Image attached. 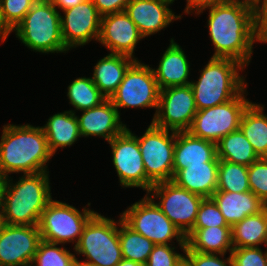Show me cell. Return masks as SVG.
<instances>
[{"mask_svg":"<svg viewBox=\"0 0 267 266\" xmlns=\"http://www.w3.org/2000/svg\"><path fill=\"white\" fill-rule=\"evenodd\" d=\"M60 15L61 36L65 47L70 50L88 44L100 36L101 16L92 0L81 2L62 11Z\"/></svg>","mask_w":267,"mask_h":266,"instance_id":"obj_15","label":"cell"},{"mask_svg":"<svg viewBox=\"0 0 267 266\" xmlns=\"http://www.w3.org/2000/svg\"><path fill=\"white\" fill-rule=\"evenodd\" d=\"M172 244L154 245L144 266H177L184 258V254L175 251Z\"/></svg>","mask_w":267,"mask_h":266,"instance_id":"obj_37","label":"cell"},{"mask_svg":"<svg viewBox=\"0 0 267 266\" xmlns=\"http://www.w3.org/2000/svg\"><path fill=\"white\" fill-rule=\"evenodd\" d=\"M8 177L9 176L3 174L0 171V212H2L4 193H5V188H6V185H7Z\"/></svg>","mask_w":267,"mask_h":266,"instance_id":"obj_44","label":"cell"},{"mask_svg":"<svg viewBox=\"0 0 267 266\" xmlns=\"http://www.w3.org/2000/svg\"><path fill=\"white\" fill-rule=\"evenodd\" d=\"M119 241L125 259L146 264L154 243L134 231L119 217Z\"/></svg>","mask_w":267,"mask_h":266,"instance_id":"obj_30","label":"cell"},{"mask_svg":"<svg viewBox=\"0 0 267 266\" xmlns=\"http://www.w3.org/2000/svg\"><path fill=\"white\" fill-rule=\"evenodd\" d=\"M0 138V171L3 174H34L49 170L47 162L54 155L41 126L9 123L3 125Z\"/></svg>","mask_w":267,"mask_h":266,"instance_id":"obj_2","label":"cell"},{"mask_svg":"<svg viewBox=\"0 0 267 266\" xmlns=\"http://www.w3.org/2000/svg\"><path fill=\"white\" fill-rule=\"evenodd\" d=\"M246 90L224 104L198 110L187 131L216 144L222 137L239 129L242 114L251 103L246 98Z\"/></svg>","mask_w":267,"mask_h":266,"instance_id":"obj_9","label":"cell"},{"mask_svg":"<svg viewBox=\"0 0 267 266\" xmlns=\"http://www.w3.org/2000/svg\"><path fill=\"white\" fill-rule=\"evenodd\" d=\"M82 112L77 116L81 137L97 136L109 142L127 128L120 120V111L110 99Z\"/></svg>","mask_w":267,"mask_h":266,"instance_id":"obj_19","label":"cell"},{"mask_svg":"<svg viewBox=\"0 0 267 266\" xmlns=\"http://www.w3.org/2000/svg\"><path fill=\"white\" fill-rule=\"evenodd\" d=\"M42 129L53 155L58 148L70 147L81 137L77 115L71 110L50 116Z\"/></svg>","mask_w":267,"mask_h":266,"instance_id":"obj_26","label":"cell"},{"mask_svg":"<svg viewBox=\"0 0 267 266\" xmlns=\"http://www.w3.org/2000/svg\"><path fill=\"white\" fill-rule=\"evenodd\" d=\"M197 111L190 84L161 89L152 123L176 132L187 131Z\"/></svg>","mask_w":267,"mask_h":266,"instance_id":"obj_14","label":"cell"},{"mask_svg":"<svg viewBox=\"0 0 267 266\" xmlns=\"http://www.w3.org/2000/svg\"><path fill=\"white\" fill-rule=\"evenodd\" d=\"M57 243L41 240L34 255L32 266H74L77 263L76 255L64 246Z\"/></svg>","mask_w":267,"mask_h":266,"instance_id":"obj_33","label":"cell"},{"mask_svg":"<svg viewBox=\"0 0 267 266\" xmlns=\"http://www.w3.org/2000/svg\"><path fill=\"white\" fill-rule=\"evenodd\" d=\"M219 162L188 165L172 179L178 186L203 198H211L217 190Z\"/></svg>","mask_w":267,"mask_h":266,"instance_id":"obj_23","label":"cell"},{"mask_svg":"<svg viewBox=\"0 0 267 266\" xmlns=\"http://www.w3.org/2000/svg\"><path fill=\"white\" fill-rule=\"evenodd\" d=\"M141 39L144 37L125 11L101 17L98 42L110 50V53L126 55L138 60L133 53Z\"/></svg>","mask_w":267,"mask_h":266,"instance_id":"obj_17","label":"cell"},{"mask_svg":"<svg viewBox=\"0 0 267 266\" xmlns=\"http://www.w3.org/2000/svg\"><path fill=\"white\" fill-rule=\"evenodd\" d=\"M137 139L146 176L154 184L171 181L174 177L175 131L163 129L151 122L142 136L137 135Z\"/></svg>","mask_w":267,"mask_h":266,"instance_id":"obj_10","label":"cell"},{"mask_svg":"<svg viewBox=\"0 0 267 266\" xmlns=\"http://www.w3.org/2000/svg\"><path fill=\"white\" fill-rule=\"evenodd\" d=\"M37 0H0L4 23L12 31L25 17Z\"/></svg>","mask_w":267,"mask_h":266,"instance_id":"obj_34","label":"cell"},{"mask_svg":"<svg viewBox=\"0 0 267 266\" xmlns=\"http://www.w3.org/2000/svg\"><path fill=\"white\" fill-rule=\"evenodd\" d=\"M12 31L4 23L0 7V41L4 42Z\"/></svg>","mask_w":267,"mask_h":266,"instance_id":"obj_45","label":"cell"},{"mask_svg":"<svg viewBox=\"0 0 267 266\" xmlns=\"http://www.w3.org/2000/svg\"><path fill=\"white\" fill-rule=\"evenodd\" d=\"M171 0H130L125 13L135 23L139 33L145 38L159 33L171 22L182 18L169 8Z\"/></svg>","mask_w":267,"mask_h":266,"instance_id":"obj_18","label":"cell"},{"mask_svg":"<svg viewBox=\"0 0 267 266\" xmlns=\"http://www.w3.org/2000/svg\"><path fill=\"white\" fill-rule=\"evenodd\" d=\"M74 266H85V265H82V264L77 262Z\"/></svg>","mask_w":267,"mask_h":266,"instance_id":"obj_49","label":"cell"},{"mask_svg":"<svg viewBox=\"0 0 267 266\" xmlns=\"http://www.w3.org/2000/svg\"><path fill=\"white\" fill-rule=\"evenodd\" d=\"M184 258L191 266H234L231 254L200 253L197 251H184ZM219 255V256H218Z\"/></svg>","mask_w":267,"mask_h":266,"instance_id":"obj_39","label":"cell"},{"mask_svg":"<svg viewBox=\"0 0 267 266\" xmlns=\"http://www.w3.org/2000/svg\"><path fill=\"white\" fill-rule=\"evenodd\" d=\"M231 257L234 266H267V248L261 247L233 248Z\"/></svg>","mask_w":267,"mask_h":266,"instance_id":"obj_38","label":"cell"},{"mask_svg":"<svg viewBox=\"0 0 267 266\" xmlns=\"http://www.w3.org/2000/svg\"><path fill=\"white\" fill-rule=\"evenodd\" d=\"M134 61L135 59L126 55L109 53L96 63L91 79L100 92L110 99Z\"/></svg>","mask_w":267,"mask_h":266,"instance_id":"obj_25","label":"cell"},{"mask_svg":"<svg viewBox=\"0 0 267 266\" xmlns=\"http://www.w3.org/2000/svg\"><path fill=\"white\" fill-rule=\"evenodd\" d=\"M147 194L153 200H159L155 203L184 236L192 230L203 197L178 186L172 180L154 184Z\"/></svg>","mask_w":267,"mask_h":266,"instance_id":"obj_12","label":"cell"},{"mask_svg":"<svg viewBox=\"0 0 267 266\" xmlns=\"http://www.w3.org/2000/svg\"><path fill=\"white\" fill-rule=\"evenodd\" d=\"M185 237V251L231 254L233 250L231 226L192 228Z\"/></svg>","mask_w":267,"mask_h":266,"instance_id":"obj_24","label":"cell"},{"mask_svg":"<svg viewBox=\"0 0 267 266\" xmlns=\"http://www.w3.org/2000/svg\"><path fill=\"white\" fill-rule=\"evenodd\" d=\"M264 106L251 102L244 110L240 129L259 158H267V115Z\"/></svg>","mask_w":267,"mask_h":266,"instance_id":"obj_27","label":"cell"},{"mask_svg":"<svg viewBox=\"0 0 267 266\" xmlns=\"http://www.w3.org/2000/svg\"><path fill=\"white\" fill-rule=\"evenodd\" d=\"M119 220L96 212L85 224L74 252L85 256L77 262L85 266H116L122 259L119 241Z\"/></svg>","mask_w":267,"mask_h":266,"instance_id":"obj_6","label":"cell"},{"mask_svg":"<svg viewBox=\"0 0 267 266\" xmlns=\"http://www.w3.org/2000/svg\"><path fill=\"white\" fill-rule=\"evenodd\" d=\"M187 4L184 9V14L195 12L196 15L203 13L206 8L227 3L231 0H186Z\"/></svg>","mask_w":267,"mask_h":266,"instance_id":"obj_42","label":"cell"},{"mask_svg":"<svg viewBox=\"0 0 267 266\" xmlns=\"http://www.w3.org/2000/svg\"><path fill=\"white\" fill-rule=\"evenodd\" d=\"M99 15L105 16L125 11L130 0H92Z\"/></svg>","mask_w":267,"mask_h":266,"instance_id":"obj_41","label":"cell"},{"mask_svg":"<svg viewBox=\"0 0 267 266\" xmlns=\"http://www.w3.org/2000/svg\"><path fill=\"white\" fill-rule=\"evenodd\" d=\"M219 162L216 144L191 135L188 131H175L173 156L174 176L188 165Z\"/></svg>","mask_w":267,"mask_h":266,"instance_id":"obj_20","label":"cell"},{"mask_svg":"<svg viewBox=\"0 0 267 266\" xmlns=\"http://www.w3.org/2000/svg\"><path fill=\"white\" fill-rule=\"evenodd\" d=\"M212 226H229L218 205L212 198H204L201 202L196 222L193 228H206Z\"/></svg>","mask_w":267,"mask_h":266,"instance_id":"obj_36","label":"cell"},{"mask_svg":"<svg viewBox=\"0 0 267 266\" xmlns=\"http://www.w3.org/2000/svg\"><path fill=\"white\" fill-rule=\"evenodd\" d=\"M247 1H250V2L254 3L256 0H247Z\"/></svg>","mask_w":267,"mask_h":266,"instance_id":"obj_50","label":"cell"},{"mask_svg":"<svg viewBox=\"0 0 267 266\" xmlns=\"http://www.w3.org/2000/svg\"><path fill=\"white\" fill-rule=\"evenodd\" d=\"M245 68L230 58H210L199 71L198 81L190 83L197 110L224 104L238 96L248 86L239 73Z\"/></svg>","mask_w":267,"mask_h":266,"instance_id":"obj_4","label":"cell"},{"mask_svg":"<svg viewBox=\"0 0 267 266\" xmlns=\"http://www.w3.org/2000/svg\"><path fill=\"white\" fill-rule=\"evenodd\" d=\"M116 266H144L141 263L123 258Z\"/></svg>","mask_w":267,"mask_h":266,"instance_id":"obj_46","label":"cell"},{"mask_svg":"<svg viewBox=\"0 0 267 266\" xmlns=\"http://www.w3.org/2000/svg\"><path fill=\"white\" fill-rule=\"evenodd\" d=\"M177 266H191V265L185 258H183Z\"/></svg>","mask_w":267,"mask_h":266,"instance_id":"obj_47","label":"cell"},{"mask_svg":"<svg viewBox=\"0 0 267 266\" xmlns=\"http://www.w3.org/2000/svg\"><path fill=\"white\" fill-rule=\"evenodd\" d=\"M60 15L53 2L37 0L12 32L34 52L67 53L69 50L61 36Z\"/></svg>","mask_w":267,"mask_h":266,"instance_id":"obj_5","label":"cell"},{"mask_svg":"<svg viewBox=\"0 0 267 266\" xmlns=\"http://www.w3.org/2000/svg\"><path fill=\"white\" fill-rule=\"evenodd\" d=\"M253 7L255 42L267 44V0H256Z\"/></svg>","mask_w":267,"mask_h":266,"instance_id":"obj_40","label":"cell"},{"mask_svg":"<svg viewBox=\"0 0 267 266\" xmlns=\"http://www.w3.org/2000/svg\"><path fill=\"white\" fill-rule=\"evenodd\" d=\"M159 89L188 85L190 75V62L178 43L173 38L163 53L158 67L152 68Z\"/></svg>","mask_w":267,"mask_h":266,"instance_id":"obj_21","label":"cell"},{"mask_svg":"<svg viewBox=\"0 0 267 266\" xmlns=\"http://www.w3.org/2000/svg\"><path fill=\"white\" fill-rule=\"evenodd\" d=\"M231 232L233 248L267 247V209L234 224Z\"/></svg>","mask_w":267,"mask_h":266,"instance_id":"obj_28","label":"cell"},{"mask_svg":"<svg viewBox=\"0 0 267 266\" xmlns=\"http://www.w3.org/2000/svg\"><path fill=\"white\" fill-rule=\"evenodd\" d=\"M67 89L69 103L76 108L71 110L74 113L76 110L82 111L98 106L107 99L93 83L91 77L76 78Z\"/></svg>","mask_w":267,"mask_h":266,"instance_id":"obj_31","label":"cell"},{"mask_svg":"<svg viewBox=\"0 0 267 266\" xmlns=\"http://www.w3.org/2000/svg\"><path fill=\"white\" fill-rule=\"evenodd\" d=\"M120 216L130 228L155 245L170 244L175 239L183 253L186 250V237L148 194L129 206Z\"/></svg>","mask_w":267,"mask_h":266,"instance_id":"obj_7","label":"cell"},{"mask_svg":"<svg viewBox=\"0 0 267 266\" xmlns=\"http://www.w3.org/2000/svg\"><path fill=\"white\" fill-rule=\"evenodd\" d=\"M49 180V171L23 174L15 184L12 177H8L2 206L4 223L38 225L42 212L52 200Z\"/></svg>","mask_w":267,"mask_h":266,"instance_id":"obj_3","label":"cell"},{"mask_svg":"<svg viewBox=\"0 0 267 266\" xmlns=\"http://www.w3.org/2000/svg\"><path fill=\"white\" fill-rule=\"evenodd\" d=\"M79 209L58 200H51L41 214L38 224L41 240L65 244L78 243L85 224L96 213L89 208Z\"/></svg>","mask_w":267,"mask_h":266,"instance_id":"obj_8","label":"cell"},{"mask_svg":"<svg viewBox=\"0 0 267 266\" xmlns=\"http://www.w3.org/2000/svg\"><path fill=\"white\" fill-rule=\"evenodd\" d=\"M86 0H54L53 4L56 8L64 11L66 9L72 8Z\"/></svg>","mask_w":267,"mask_h":266,"instance_id":"obj_43","label":"cell"},{"mask_svg":"<svg viewBox=\"0 0 267 266\" xmlns=\"http://www.w3.org/2000/svg\"><path fill=\"white\" fill-rule=\"evenodd\" d=\"M40 241L38 225L5 224L0 232V266L32 264Z\"/></svg>","mask_w":267,"mask_h":266,"instance_id":"obj_16","label":"cell"},{"mask_svg":"<svg viewBox=\"0 0 267 266\" xmlns=\"http://www.w3.org/2000/svg\"><path fill=\"white\" fill-rule=\"evenodd\" d=\"M135 60L110 100L119 108H154L157 111L160 89L152 67Z\"/></svg>","mask_w":267,"mask_h":266,"instance_id":"obj_11","label":"cell"},{"mask_svg":"<svg viewBox=\"0 0 267 266\" xmlns=\"http://www.w3.org/2000/svg\"><path fill=\"white\" fill-rule=\"evenodd\" d=\"M206 9H209V36L214 45L211 58H230L248 66L255 43L253 3L231 0Z\"/></svg>","mask_w":267,"mask_h":266,"instance_id":"obj_1","label":"cell"},{"mask_svg":"<svg viewBox=\"0 0 267 266\" xmlns=\"http://www.w3.org/2000/svg\"><path fill=\"white\" fill-rule=\"evenodd\" d=\"M216 150L219 160L231 163L249 166L259 159L240 128L222 137L216 143Z\"/></svg>","mask_w":267,"mask_h":266,"instance_id":"obj_29","label":"cell"},{"mask_svg":"<svg viewBox=\"0 0 267 266\" xmlns=\"http://www.w3.org/2000/svg\"><path fill=\"white\" fill-rule=\"evenodd\" d=\"M211 198L231 227L247 216L260 213L266 207V204L251 191L240 193L215 191Z\"/></svg>","mask_w":267,"mask_h":266,"instance_id":"obj_22","label":"cell"},{"mask_svg":"<svg viewBox=\"0 0 267 266\" xmlns=\"http://www.w3.org/2000/svg\"><path fill=\"white\" fill-rule=\"evenodd\" d=\"M120 185L150 191L154 183L146 176L137 136L127 127L108 142Z\"/></svg>","mask_w":267,"mask_h":266,"instance_id":"obj_13","label":"cell"},{"mask_svg":"<svg viewBox=\"0 0 267 266\" xmlns=\"http://www.w3.org/2000/svg\"><path fill=\"white\" fill-rule=\"evenodd\" d=\"M216 191L248 192V166L219 160Z\"/></svg>","mask_w":267,"mask_h":266,"instance_id":"obj_32","label":"cell"},{"mask_svg":"<svg viewBox=\"0 0 267 266\" xmlns=\"http://www.w3.org/2000/svg\"><path fill=\"white\" fill-rule=\"evenodd\" d=\"M4 225H5L4 218L2 216V212H0V232H1Z\"/></svg>","mask_w":267,"mask_h":266,"instance_id":"obj_48","label":"cell"},{"mask_svg":"<svg viewBox=\"0 0 267 266\" xmlns=\"http://www.w3.org/2000/svg\"><path fill=\"white\" fill-rule=\"evenodd\" d=\"M250 191L267 203V158H259L248 166Z\"/></svg>","mask_w":267,"mask_h":266,"instance_id":"obj_35","label":"cell"}]
</instances>
